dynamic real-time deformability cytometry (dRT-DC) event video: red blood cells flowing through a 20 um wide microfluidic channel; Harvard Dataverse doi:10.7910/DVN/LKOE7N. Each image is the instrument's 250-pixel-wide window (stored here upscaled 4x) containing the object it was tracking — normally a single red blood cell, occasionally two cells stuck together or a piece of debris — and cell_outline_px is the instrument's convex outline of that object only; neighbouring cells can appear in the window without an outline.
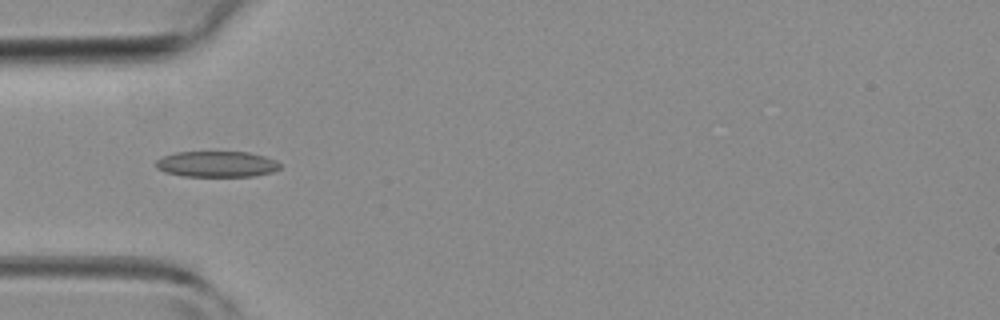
{"species": "common noctule bat (a hibernating species)", "species_latin": "Nyctalus noctula", "temperature_condition": "room temperature", "stored_images_in_passage": 4, "camera_frame_rate_fps": 3000, "um_per_image_px": 0.085, "animal": {"sex": "female", "body_mass_g": 19.3, "forearm_length_mm": 54.1}, "frame": {"image": 1, "passage_image": 4, "time_ms": 3.333, "image_size_px": [1000, 320], "cell_outline_px": [[280, 168], [272, 172], [252, 176], [184, 176], [164, 172], [156, 168], [156, 160], [164, 156], [176, 152], [248, 152], [264, 156], [276, 160], [280, 164]], "centroid_in_image_um": [18.42, 13.95], "position_along_channel_um": 66.6, "area_um2": 18.67}}